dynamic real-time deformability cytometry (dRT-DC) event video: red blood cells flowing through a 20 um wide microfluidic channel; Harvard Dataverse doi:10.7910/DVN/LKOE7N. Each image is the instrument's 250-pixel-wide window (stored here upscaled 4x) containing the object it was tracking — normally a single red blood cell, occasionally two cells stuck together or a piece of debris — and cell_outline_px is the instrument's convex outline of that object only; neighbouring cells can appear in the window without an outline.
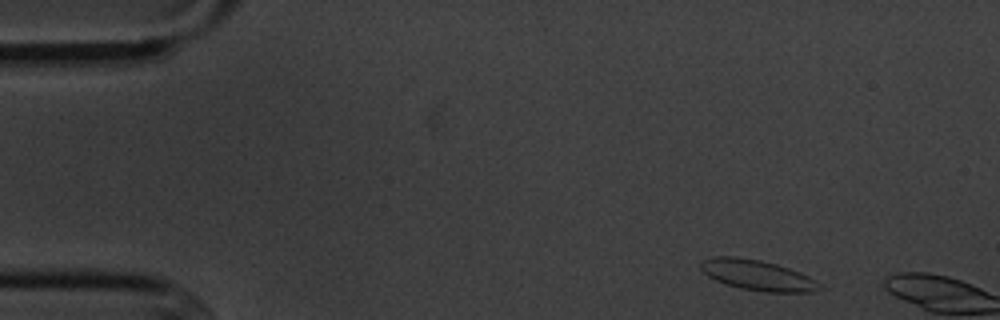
{"species": "common noctule bat (a hibernating species)", "species_latin": "Nyctalus noctula", "temperature_condition": "cold", "stored_images_in_passage": 2, "camera_frame_rate_fps": 3000, "um_per_image_px": 0.085, "animal": {"sex": "male", "body_mass_g": 20.1, "forearm_length_mm": 53.5}, "frame": {"image": 1, "passage_image": 1, "time_ms": 0.0, "image_size_px": [1000, 320], "cell_outline_px": [[824, 288], [812, 292], [764, 292], [740, 288], [716, 280], [708, 276], [700, 268], [700, 264], [704, 260], [712, 256], [736, 256], [760, 260], [776, 264], [788, 268], [808, 276], [816, 280]], "centroid_in_image_um": [64.4, 23.39], "position_along_channel_um": 20.6, "area_um2": 20.98}}